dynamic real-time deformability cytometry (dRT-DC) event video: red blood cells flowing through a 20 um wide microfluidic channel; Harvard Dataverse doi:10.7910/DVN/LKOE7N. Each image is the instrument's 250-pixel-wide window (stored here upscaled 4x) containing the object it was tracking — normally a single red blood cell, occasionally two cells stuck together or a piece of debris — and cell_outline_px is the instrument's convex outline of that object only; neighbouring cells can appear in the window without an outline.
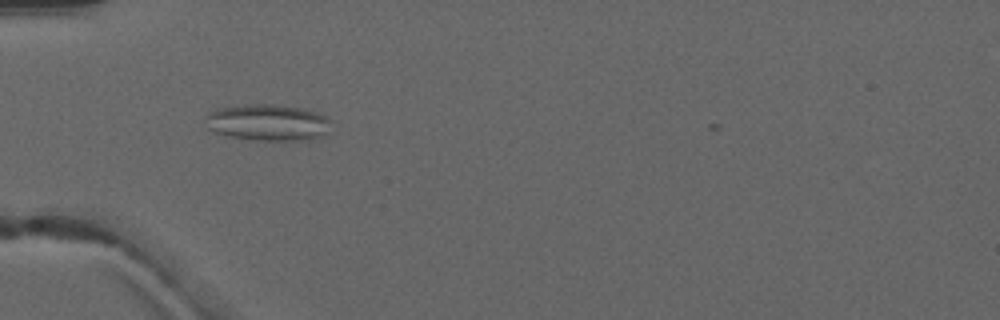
{"species": "common noctule bat (a hibernating species)", "species_latin": "Nyctalus noctula", "temperature_condition": "warm", "stored_images_in_passage": 2, "camera_frame_rate_fps": 3000, "um_per_image_px": 0.085, "animal": {"sex": "male", "forearm_length_mm": 52.5}, "frame": {"image": 1, "passage_image": 1, "time_ms": 0.0, "image_size_px": [1000, 320], "cell_outline_px": [[328, 120], [324, 136], [312, 140], [252, 140], [228, 136], [216, 132], [208, 128], [208, 112], [216, 108], [256, 104], [272, 104], [300, 108], [316, 112], [324, 116]], "centroid_in_image_um": [22.75, 10.42], "position_along_channel_um": 62.3, "area_um2": 26.24}}